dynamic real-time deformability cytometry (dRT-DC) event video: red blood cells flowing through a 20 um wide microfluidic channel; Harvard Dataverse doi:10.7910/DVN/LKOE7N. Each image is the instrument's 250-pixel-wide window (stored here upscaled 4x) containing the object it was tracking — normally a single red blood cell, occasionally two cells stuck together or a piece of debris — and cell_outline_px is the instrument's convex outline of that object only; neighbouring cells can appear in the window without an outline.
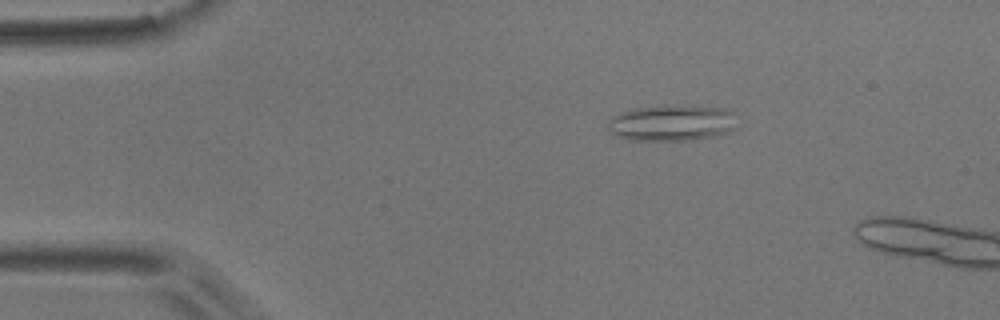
{"species": "common noctule bat (a hibernating species)", "species_latin": "Nyctalus noctula", "temperature_condition": "room temperature", "stored_images_in_passage": 8, "camera_frame_rate_fps": 3000, "um_per_image_px": 0.085, "animal": {"sex": "male", "body_mass_g": 17.9}, "frame": {"image": 1, "passage_image": 5, "time_ms": 1.333, "image_size_px": [1000, 320], "cell_outline_px": [[732, 128], [728, 132], [716, 136], [688, 140], [632, 140], [620, 136], [612, 132], [608, 128], [608, 120], [612, 116], [620, 112], [632, 108], [664, 104], [692, 104], [724, 108], [732, 112]], "centroid_in_image_um": [57.06, 10.4], "position_along_channel_um": 27.9, "area_um2": 27.46}}